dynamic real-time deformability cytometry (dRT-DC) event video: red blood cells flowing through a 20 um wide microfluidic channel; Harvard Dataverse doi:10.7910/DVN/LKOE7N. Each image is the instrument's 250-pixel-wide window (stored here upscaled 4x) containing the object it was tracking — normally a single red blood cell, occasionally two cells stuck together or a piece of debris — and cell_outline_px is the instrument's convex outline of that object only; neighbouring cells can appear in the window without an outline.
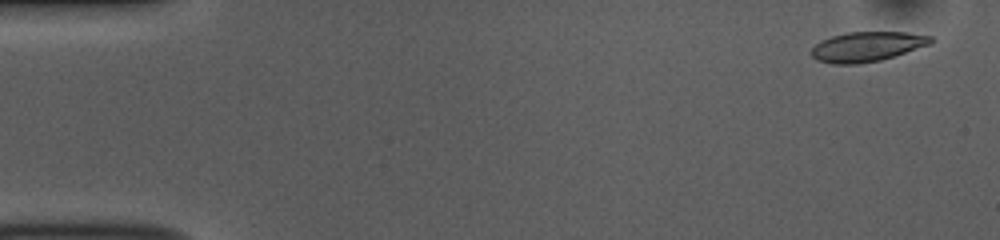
{"species": "common noctule bat (a hibernating species)", "species_latin": "Nyctalus noctula", "temperature_condition": "room temperature", "stored_images_in_passage": 52, "camera_frame_rate_fps": 3000, "um_per_image_px": 0.085, "animal": {"sex": "female", "body_mass_g": 10.0, "forearm_length_mm": 53.1}, "frame": {"image": 1, "passage_image": 3, "time_ms": 0.667, "image_size_px": [1000, 240], "cell_outline_px": [[936, 40], [932, 44], [880, 60], [856, 64], [832, 64], [816, 60], [812, 56], [812, 48], [820, 40], [832, 36], [848, 32], [908, 32], [932, 36]], "centroid_in_image_um": [73.72, 3.95], "position_along_channel_um": 11.3, "area_um2": 20.81}}
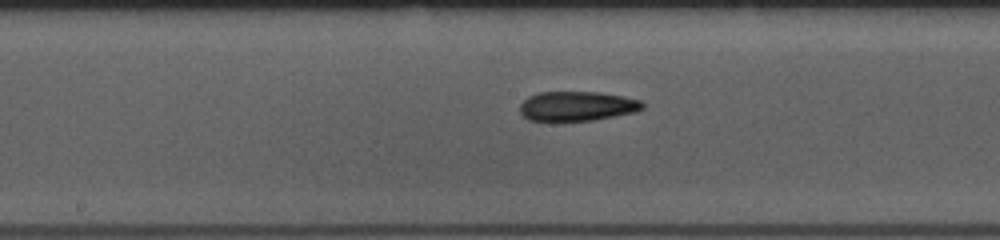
{"frame": {"image": 2, "passage_image": 27, "time_ms": 8.667, "image_size_px": [1000, 240], "cell_outline_px": [[644, 108], [636, 112], [592, 120], [552, 124], [528, 120], [520, 112], [520, 104], [528, 96], [540, 92], [600, 92], [624, 96], [640, 100], [644, 104]], "centroid_in_image_um": [49.0, 9.06], "position_along_channel_um": 199.2, "area_um2": 21.96}}
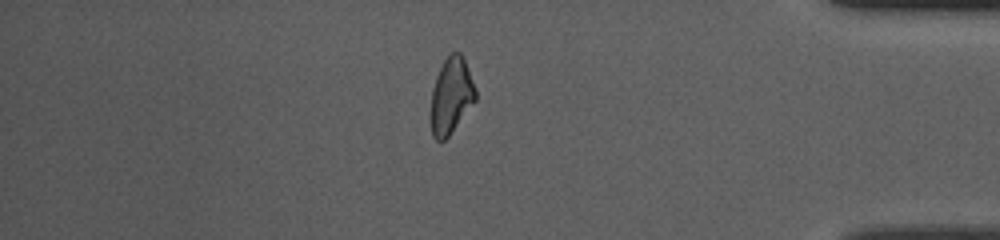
{"frame": {"image": 3, "passage_image": 45, "time_ms": 14.667, "image_size_px": [1000, 240], "cell_outline_px": [[476, 100], [448, 136], [444, 140], [436, 140], [432, 136], [428, 120], [428, 112], [432, 88], [436, 76], [444, 60], [452, 52], [460, 52], [464, 60], [472, 80], [476, 92]], "centroid_in_image_um": [38.28, 8.19], "position_along_channel_um": 396.9, "area_um2": 20.06}, "authors_computed_cell_mechanics": {"area_um2": 21.0681, "velocity_mm_per_s": 3.8328, "shape_relaxation_time_tau1_ms": 4.0964, "shape_relaxation_time_tau2_ms": 3.1837, "deformation_change_tau1": 0.1542, "deformation_change_tau2": 0.12}}